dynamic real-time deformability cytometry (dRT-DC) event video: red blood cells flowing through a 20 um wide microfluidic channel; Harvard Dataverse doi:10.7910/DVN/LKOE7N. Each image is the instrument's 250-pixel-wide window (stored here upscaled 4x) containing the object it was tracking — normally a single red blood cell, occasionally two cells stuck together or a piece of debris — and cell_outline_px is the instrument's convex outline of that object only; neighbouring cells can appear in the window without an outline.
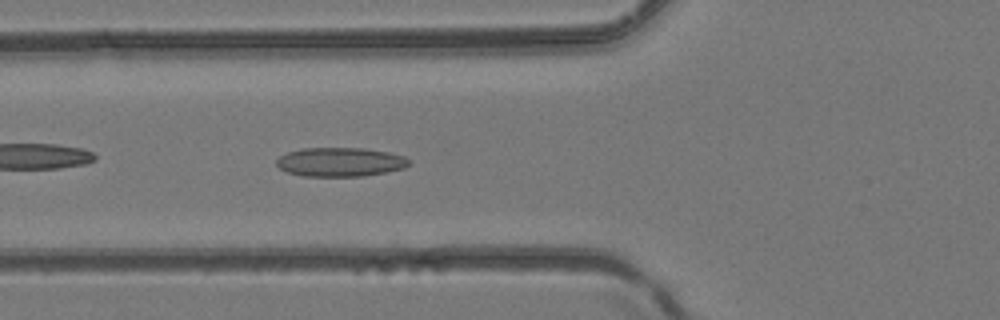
{"species": "common noctule bat (a hibernating species)", "species_latin": "Nyctalus noctula", "temperature_condition": "room temperature", "stored_images_in_passage": 39, "camera_frame_rate_fps": 3000, "um_per_image_px": 0.085, "animal": {"sex": "female", "body_mass_g": 24.6, "forearm_length_mm": 56.2}, "frame": {"image": 1, "passage_image": 13, "time_ms": 4.0, "image_size_px": [1000, 320], "cell_outline_px": [[408, 164], [404, 168], [364, 176], [304, 176], [288, 172], [280, 168], [276, 164], [276, 160], [280, 156], [288, 152], [300, 148], [364, 148], [388, 152], [404, 156], [408, 160]], "centroid_in_image_um": [28.89, 13.76], "position_along_channel_um": 96.9, "area_um2": 22.25}}
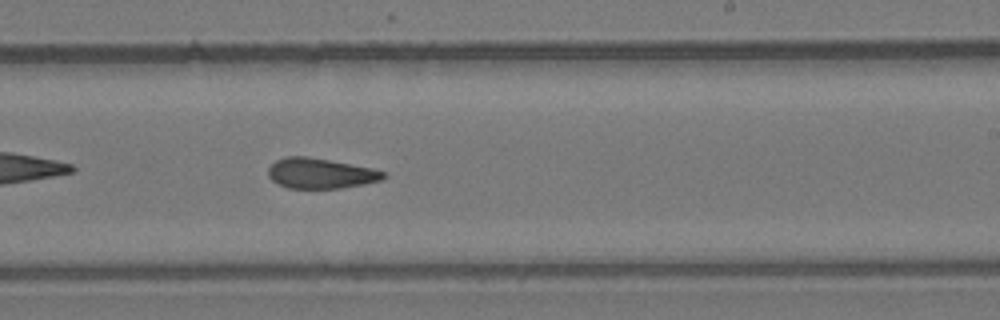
{"frame": {"image": 2, "passage_image": 23, "time_ms": 7.333, "image_size_px": [1000, 320], "cell_outline_px": [[388, 176], [384, 180], [364, 184], [340, 188], [288, 188], [272, 180], [268, 176], [268, 168], [276, 160], [284, 156], [304, 156], [328, 160], [372, 168], [384, 172]], "centroid_in_image_um": [27.26, 14.74], "position_along_channel_um": 261.7, "area_um2": 20.29}}
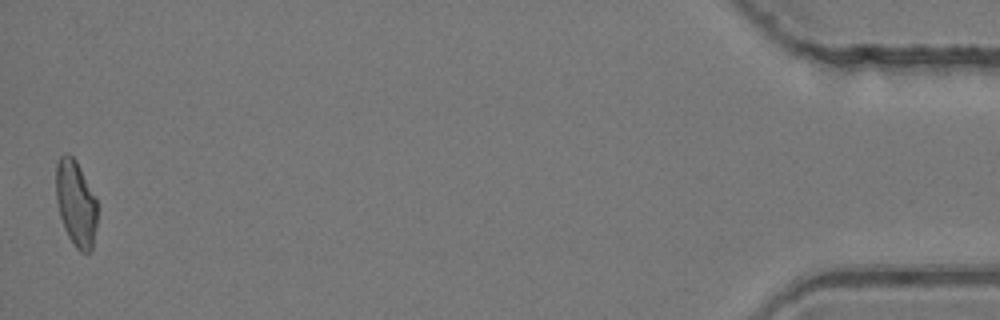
{"frame": {"image": 3, "passage_image": 39, "time_ms": 12.667, "image_size_px": [1000, 320], "cell_outline_px": [[96, 228], [92, 248], [88, 252], [80, 252], [76, 248], [68, 236], [64, 228], [60, 216], [56, 200], [56, 164], [60, 156], [64, 152], [68, 152], [76, 160], [96, 196]], "centroid_in_image_um": [6.44, 17.25], "position_along_channel_um": 428.8, "area_um2": 20.81}}